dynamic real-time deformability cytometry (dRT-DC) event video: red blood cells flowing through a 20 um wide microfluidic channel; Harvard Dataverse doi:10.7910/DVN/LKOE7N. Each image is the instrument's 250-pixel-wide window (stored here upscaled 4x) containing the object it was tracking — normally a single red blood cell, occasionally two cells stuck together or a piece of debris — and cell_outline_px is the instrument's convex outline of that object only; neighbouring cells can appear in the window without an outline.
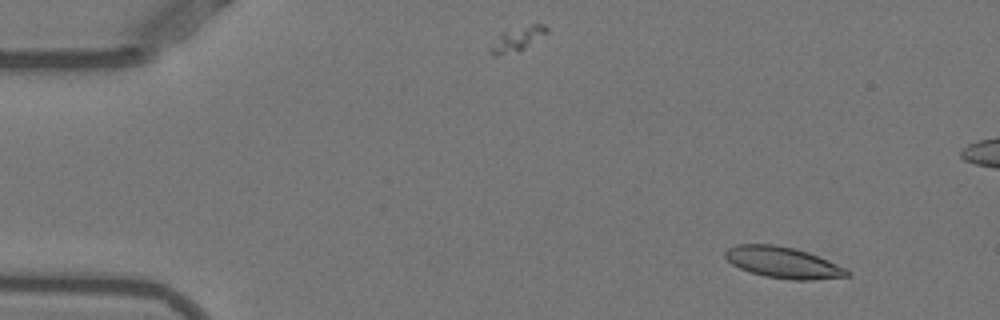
{"species": "Egyptian fruit bat (a non-hibernating species)", "species_latin": "Rousettus aegyptiacus", "temperature_condition": "warm", "stored_images_in_passage": 53, "camera_frame_rate_fps": 3000, "um_per_image_px": 0.085, "animal": {"sex": "female"}, "frame": {"image": 1, "passage_image": 5, "time_ms": 1.333, "image_size_px": [1000, 320], "cell_outline_px": [[852, 272], [848, 276], [812, 280], [792, 280], [764, 276], [740, 268], [732, 264], [724, 256], [724, 252], [728, 248], [736, 244], [772, 244], [792, 248], [808, 252], [828, 260]], "centroid_in_image_um": [66.55, 22.31], "position_along_channel_um": 18.5, "area_um2": 22.02}}
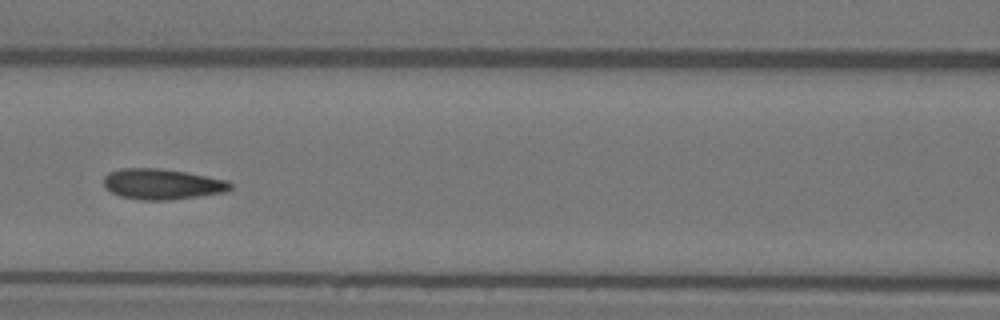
{"frame": {"image": 2, "passage_image": 23, "time_ms": 7.333, "image_size_px": [1000, 320], "cell_outline_px": [[232, 188], [224, 192], [168, 200], [140, 200], [120, 196], [112, 192], [104, 184], [104, 176], [108, 172], [120, 168], [160, 168], [184, 172], [228, 180], [232, 184]], "centroid_in_image_um": [13.76, 15.64], "position_along_channel_um": 152.8, "area_um2": 22.43}}
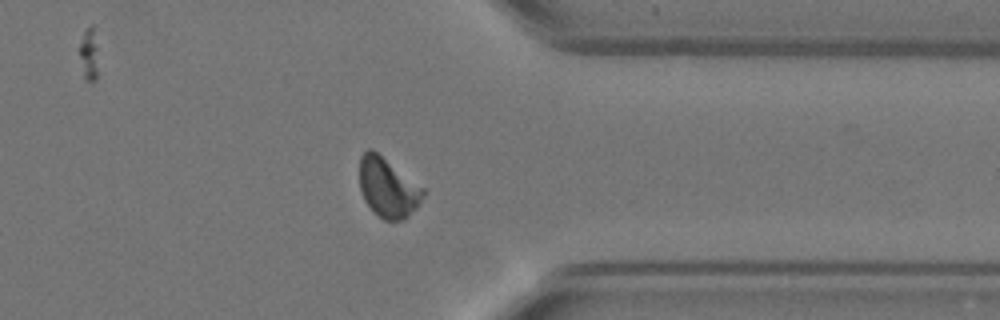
{"frame": {"image": 3, "passage_image": 41, "time_ms": 13.333, "image_size_px": [1000, 320], "cell_outline_px": [[424, 196], [416, 208], [404, 220], [384, 220], [372, 212], [364, 200], [360, 188], [360, 156], [368, 148], [372, 148], [424, 188]], "centroid_in_image_um": [32.95, 15.96], "position_along_channel_um": 378.4, "area_um2": 22.08}, "authors_computed_cell_mechanics": {"area_um2": 21.9062, "velocity_mm_per_s": 3.8794, "shape_relaxation_time_tau1_ms": 7.5314, "shape_relaxation_time_tau2_ms": 0.9825, "deformation_change_tau1": 0.2355, "deformation_change_tau2": 0.0827}}